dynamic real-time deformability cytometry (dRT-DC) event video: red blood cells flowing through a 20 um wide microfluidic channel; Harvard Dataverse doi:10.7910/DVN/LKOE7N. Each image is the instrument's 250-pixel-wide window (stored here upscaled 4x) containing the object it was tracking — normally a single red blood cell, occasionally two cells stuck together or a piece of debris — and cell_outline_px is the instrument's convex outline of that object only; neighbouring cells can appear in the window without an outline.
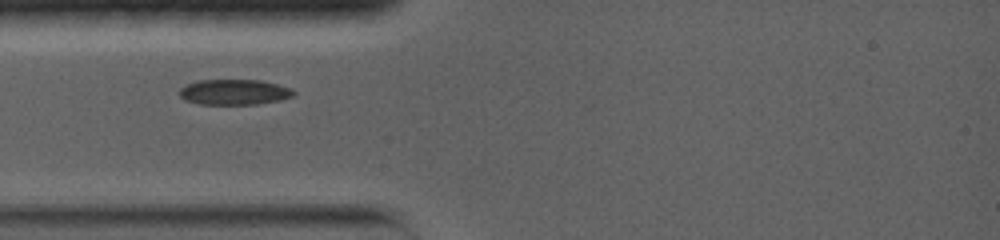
{"species": "common noctule bat (a hibernating species)", "species_latin": "Nyctalus noctula", "temperature_condition": "warm", "stored_images_in_passage": 41, "camera_frame_rate_fps": 5000, "um_per_image_px": 0.085, "animal": {"sex": "female", "body_mass_g": 19.0, "forearm_length_mm": 56.7}, "frame": {"image": 1, "passage_image": 1, "time_ms": 0.0, "image_size_px": [1000, 240], "cell_outline_px": [[296, 96], [280, 100], [256, 104], [200, 104], [184, 100], [180, 96], [180, 88], [196, 80], [260, 80], [292, 88], [296, 92]], "centroid_in_image_um": [19.94, 7.83], "position_along_channel_um": 65.1, "area_um2": 16.99}}
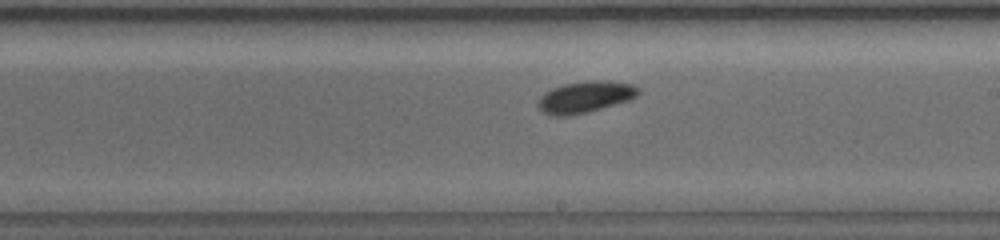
{"frame": {"image": 2, "passage_image": 24, "time_ms": 4.6, "image_size_px": [1000, 240], "cell_outline_px": [[640, 92], [636, 96], [628, 100], [600, 108], [568, 116], [552, 116], [544, 112], [536, 104], [540, 96], [544, 92], [552, 88], [564, 84], [584, 80], [608, 80], [632, 84], [640, 88]], "centroid_in_image_um": [49.72, 8.22], "position_along_channel_um": 239.3, "area_um2": 18.38}}
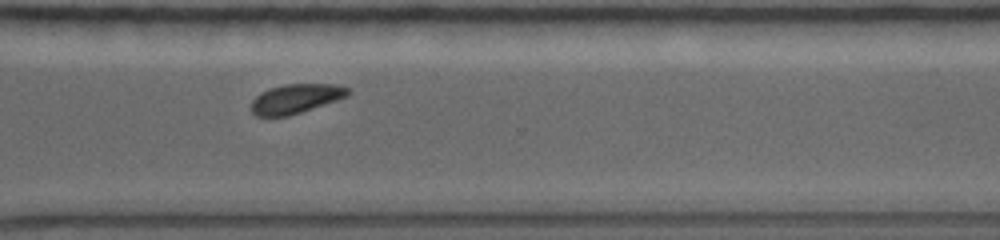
{"frame": {"image": 3, "passage_image": 38, "time_ms": 7.4, "image_size_px": [1000, 240], "cell_outline_px": [[352, 92], [348, 96], [288, 116], [256, 116], [252, 112], [252, 100], [260, 92], [268, 88], [284, 84], [336, 84], [348, 88]], "centroid_in_image_um": [25.13, 8.37], "position_along_channel_um": 345.5, "area_um2": 16.47}}